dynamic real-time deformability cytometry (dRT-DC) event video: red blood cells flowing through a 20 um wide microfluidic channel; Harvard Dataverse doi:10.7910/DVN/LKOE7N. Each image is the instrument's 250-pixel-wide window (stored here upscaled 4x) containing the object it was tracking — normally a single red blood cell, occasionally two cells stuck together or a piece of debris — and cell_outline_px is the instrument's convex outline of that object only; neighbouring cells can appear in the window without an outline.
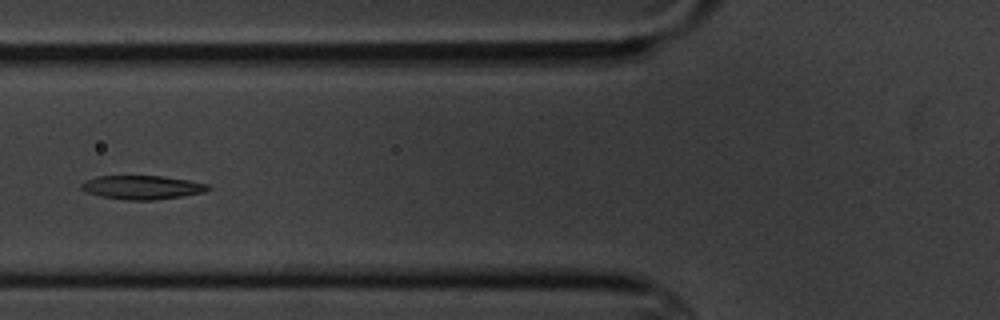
{"species": "common noctule bat (a hibernating species)", "species_latin": "Nyctalus noctula", "temperature_condition": "cold", "stored_images_in_passage": 8, "camera_frame_rate_fps": 3000, "um_per_image_px": 0.085, "animal": {"sex": "male", "body_mass_g": 20.1, "forearm_length_mm": 53.5}, "frame": {"image": 1, "passage_image": 6, "time_ms": 6.667, "image_size_px": [1000, 320], "cell_outline_px": [[212, 188], [204, 192], [156, 200], [124, 200], [100, 196], [84, 192], [80, 188], [80, 184], [96, 176], [164, 176], [188, 180], [208, 184]], "centroid_in_image_um": [12.06, 15.93], "position_along_channel_um": 113.7, "area_um2": 17.63}}
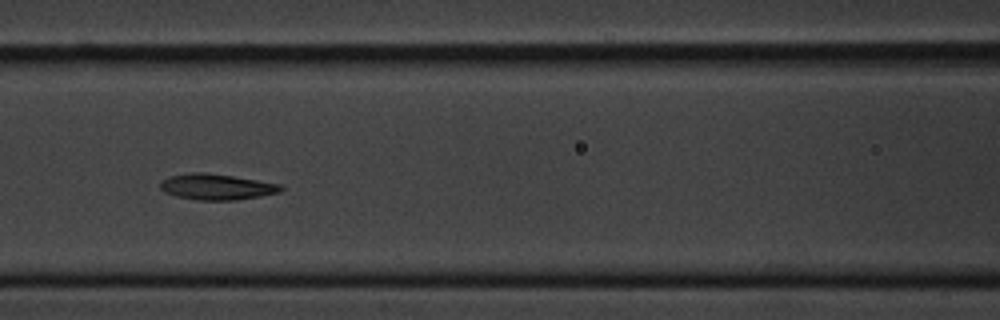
{"frame": {"image": 2, "passage_image": 7, "time_ms": 7.667, "image_size_px": [1000, 320], "cell_outline_px": [[284, 188], [280, 192], [260, 196], [236, 200], [196, 200], [176, 196], [164, 192], [160, 188], [160, 184], [168, 176], [192, 172], [204, 172], [232, 176], [280, 184]], "centroid_in_image_um": [18.39, 15.88], "position_along_channel_um": 148.2, "area_um2": 18.09}}
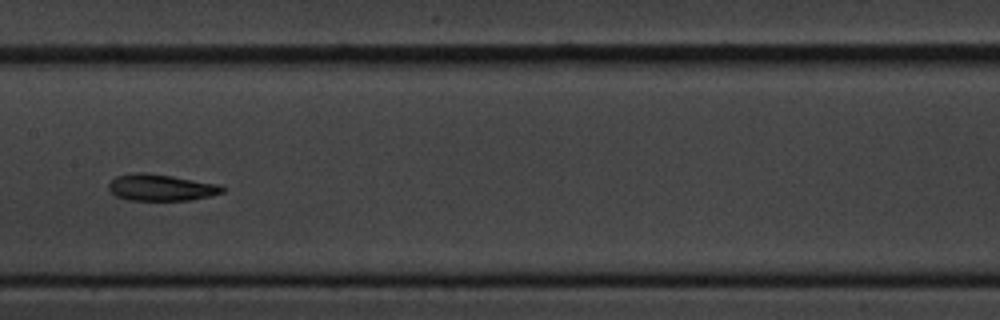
{"frame": {"image": 3, "passage_image": 8, "time_ms": 9.0, "image_size_px": [1000, 320], "cell_outline_px": [[228, 188], [224, 192], [208, 196], [188, 200], [128, 200], [116, 196], [108, 188], [108, 184], [116, 176], [136, 172], [148, 172], [220, 184]], "centroid_in_image_um": [13.71, 15.93], "position_along_channel_um": 193.7, "area_um2": 17.69}}